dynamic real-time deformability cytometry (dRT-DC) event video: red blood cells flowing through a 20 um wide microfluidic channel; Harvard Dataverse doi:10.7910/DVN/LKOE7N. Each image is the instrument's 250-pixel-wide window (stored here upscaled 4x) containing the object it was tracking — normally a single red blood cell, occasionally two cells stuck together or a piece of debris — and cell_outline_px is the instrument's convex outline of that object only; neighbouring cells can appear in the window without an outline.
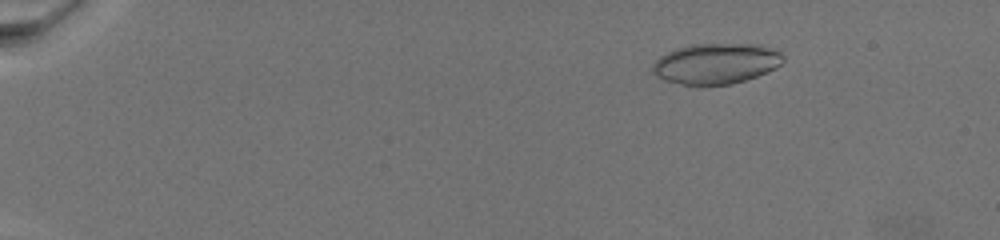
{"species": "common noctule bat (a hibernating species)", "species_latin": "Nyctalus noctula", "temperature_condition": "warm", "stored_images_in_passage": 45, "camera_frame_rate_fps": 3000, "um_per_image_px": 0.085, "animal": {"sex": "female", "body_mass_g": 19.5, "forearm_length_mm": 54.1}, "frame": {"image": 1, "passage_image": 5, "time_ms": 3.667, "image_size_px": [1000, 240], "cell_outline_px": [[784, 60], [776, 68], [768, 72], [732, 84], [700, 88], [696, 88], [664, 80], [656, 76], [652, 72], [652, 64], [660, 56], [676, 48], [692, 44], [760, 44], [776, 48], [784, 56]], "centroid_in_image_um": [60.86, 5.43], "position_along_channel_um": 24.1, "area_um2": 31.79}}
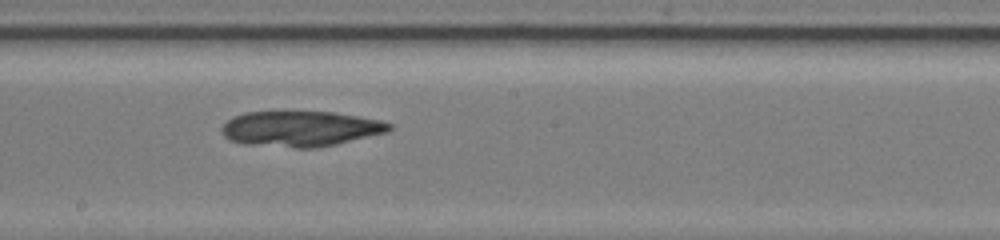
{"frame": {"image": 2, "passage_image": 30, "time_ms": 14.667, "image_size_px": [1000, 240], "cell_outline_px": [[396, 128], [388, 132], [336, 144], [316, 148], [296, 148], [244, 144], [228, 140], [220, 132], [220, 128], [232, 116], [244, 112], [336, 112], [380, 120], [392, 124]], "centroid_in_image_um": [25.54, 10.95], "position_along_channel_um": 222.7, "area_um2": 34.97}}
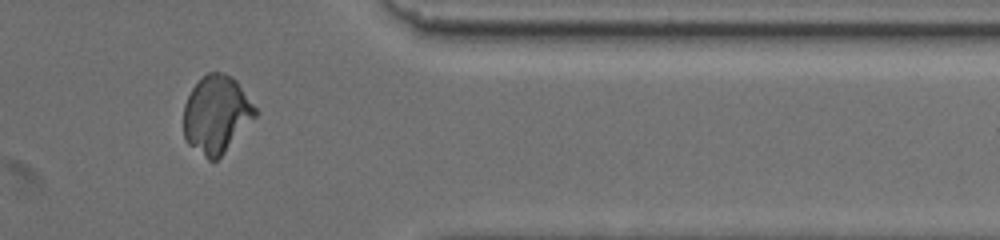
{"frame": {"image": 3, "passage_image": 42, "time_ms": 20.667, "image_size_px": [1000, 240], "cell_outline_px": [[260, 112], [224, 152], [216, 160], [208, 160], [188, 144], [184, 140], [184, 104], [192, 88], [208, 72], [224, 72], [232, 76], [236, 80]], "centroid_in_image_um": [18.4, 9.71], "position_along_channel_um": 393.0, "area_um2": 32.37}}